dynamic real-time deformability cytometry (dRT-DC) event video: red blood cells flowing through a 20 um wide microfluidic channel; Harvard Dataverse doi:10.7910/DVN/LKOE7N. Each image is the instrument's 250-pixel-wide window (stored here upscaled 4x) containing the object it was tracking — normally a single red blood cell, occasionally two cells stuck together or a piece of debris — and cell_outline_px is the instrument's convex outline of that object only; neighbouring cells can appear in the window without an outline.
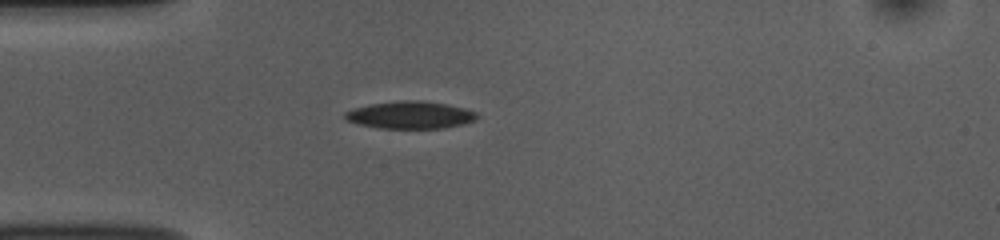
{"species": "common noctule bat (a hibernating species)", "species_latin": "Nyctalus noctula", "temperature_condition": "room temperature", "stored_images_in_passage": 40, "camera_frame_rate_fps": 3000, "um_per_image_px": 0.085, "animal": {"sex": "female", "body_mass_g": 10.0, "forearm_length_mm": 53.1}, "frame": {"image": 1, "passage_image": 1, "time_ms": 0.0, "image_size_px": [1000, 240], "cell_outline_px": [[480, 116], [476, 120], [464, 124], [444, 128], [380, 128], [356, 124], [348, 120], [344, 116], [344, 112], [352, 108], [372, 104], [400, 100], [420, 100], [444, 104], [464, 108], [476, 112]], "centroid_in_image_um": [34.88, 9.78], "position_along_channel_um": 50.1, "area_um2": 21.1}}
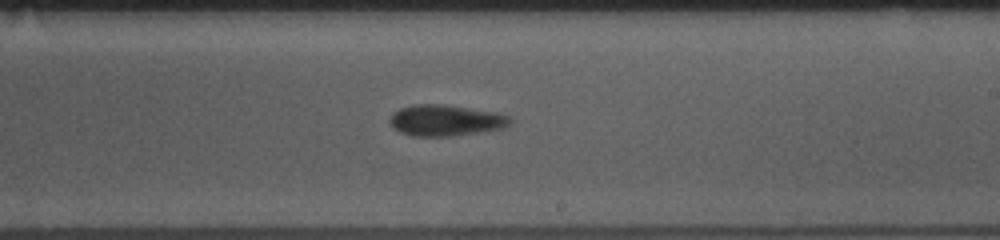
{"frame": {"image": 2, "passage_image": 18, "time_ms": 5.667, "image_size_px": [1000, 240], "cell_outline_px": [[512, 120], [508, 124], [500, 128], [476, 132], [448, 136], [412, 136], [400, 132], [392, 128], [388, 124], [388, 120], [392, 112], [400, 108], [416, 104], [444, 104], [496, 112], [508, 116]], "centroid_in_image_um": [37.77, 10.22], "position_along_channel_um": 251.2, "area_um2": 21.73}}
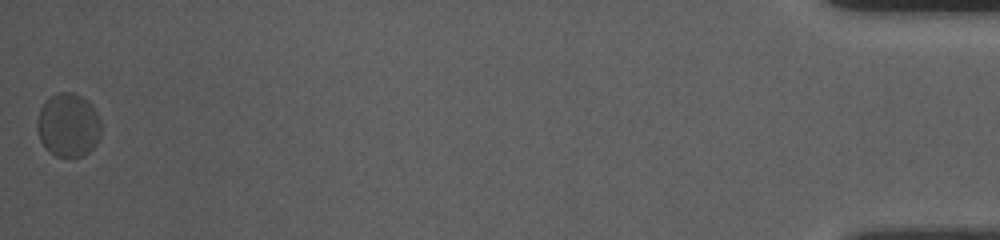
{"frame": {"image": 3, "passage_image": 40, "time_ms": 13.0, "image_size_px": [1000, 240], "cell_outline_px": [[100, 136], [92, 148], [84, 156], [56, 156], [48, 152], [40, 140], [36, 128], [36, 120], [40, 108], [48, 96], [60, 92], [72, 92], [80, 96], [92, 104], [100, 116]], "centroid_in_image_um": [5.78, 10.62], "position_along_channel_um": 429.4, "area_um2": 23.99}, "authors_computed_cell_mechanics": {"area_um2": 21.7039, "velocity_mm_per_s": 3.7241, "shape_relaxation_time_tau1_ms": null, "shape_relaxation_time_tau2_ms": 1.8969, "deformation_change_tau1": null, "deformation_change_tau2": 0.0688}}